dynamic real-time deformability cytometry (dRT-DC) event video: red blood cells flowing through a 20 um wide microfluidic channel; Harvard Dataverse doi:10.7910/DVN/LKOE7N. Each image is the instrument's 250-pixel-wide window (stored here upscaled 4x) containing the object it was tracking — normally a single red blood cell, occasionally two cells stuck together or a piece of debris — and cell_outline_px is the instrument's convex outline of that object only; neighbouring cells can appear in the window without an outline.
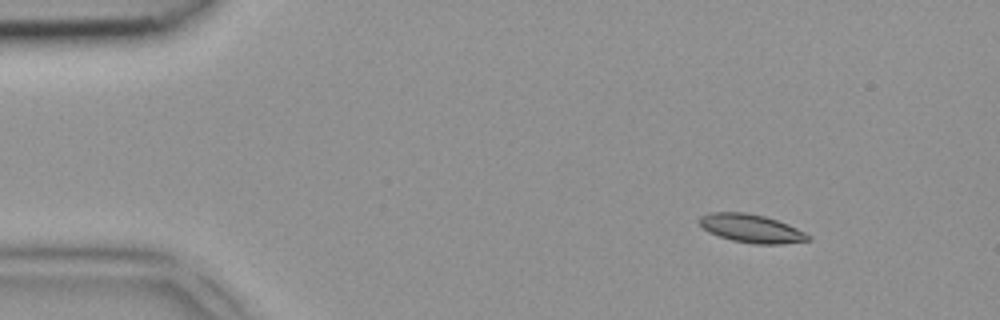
{"species": "common noctule bat (a hibernating species)", "species_latin": "Nyctalus noctula", "temperature_condition": "room temperature", "stored_images_in_passage": 3, "camera_frame_rate_fps": 3000, "um_per_image_px": 0.085, "animal": {"sex": "female", "body_mass_g": 18.4}, "frame": {"image": 1, "passage_image": 1, "time_ms": 0.0, "image_size_px": [1000, 320], "cell_outline_px": [[812, 240], [780, 244], [752, 244], [732, 240], [708, 232], [700, 224], [700, 216], [708, 212], [744, 212], [764, 216], [788, 224], [812, 236]], "centroid_in_image_um": [63.88, 19.42], "position_along_channel_um": 21.1, "area_um2": 17.92}}
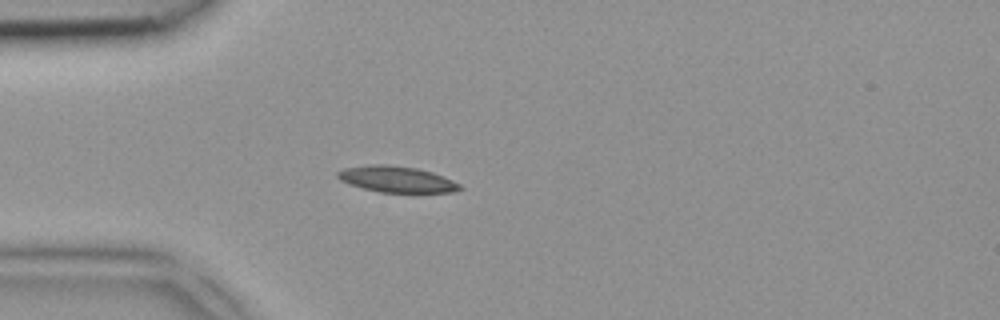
{"frame": {"image": 2, "passage_image": 3, "time_ms": 0.667, "image_size_px": [1000, 320], "cell_outline_px": [[464, 188], [452, 192], [380, 192], [348, 184], [340, 180], [336, 176], [336, 172], [344, 168], [372, 164], [388, 164], [416, 168], [432, 172], [452, 180], [460, 184]], "centroid_in_image_um": [33.69, 15.23], "position_along_channel_um": 51.3, "area_um2": 18.55}}